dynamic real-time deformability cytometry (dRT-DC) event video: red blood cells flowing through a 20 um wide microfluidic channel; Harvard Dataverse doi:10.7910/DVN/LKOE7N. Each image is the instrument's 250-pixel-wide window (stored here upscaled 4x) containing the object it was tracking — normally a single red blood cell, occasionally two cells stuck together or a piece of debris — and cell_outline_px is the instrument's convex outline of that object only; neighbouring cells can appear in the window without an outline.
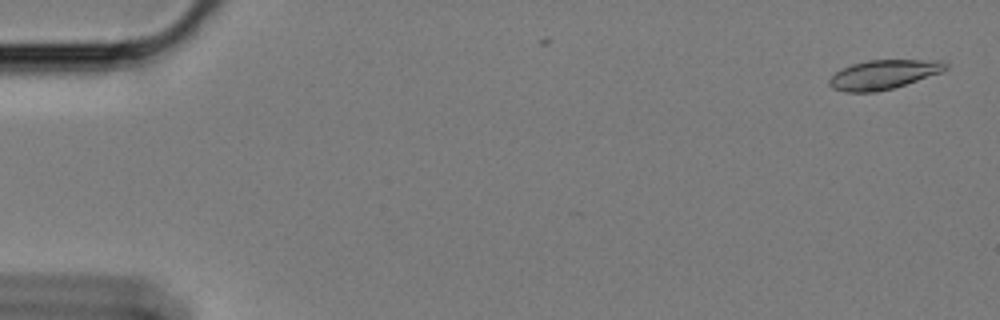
{"species": "Egyptian fruit bat (a non-hibernating species)", "species_latin": "Rousettus aegyptiacus", "temperature_condition": "cold", "stored_images_in_passage": 5, "camera_frame_rate_fps": 3000, "um_per_image_px": 0.085, "animal": {"sex": "female"}, "frame": {"image": 1, "passage_image": 1, "time_ms": 0.0, "image_size_px": [1000, 320], "cell_outline_px": [[948, 68], [940, 72], [892, 88], [876, 92], [848, 92], [832, 88], [828, 84], [828, 80], [840, 68], [852, 64], [868, 60], [940, 60], [948, 64]], "centroid_in_image_um": [75.05, 6.33], "position_along_channel_um": 9.9, "area_um2": 19.59}}